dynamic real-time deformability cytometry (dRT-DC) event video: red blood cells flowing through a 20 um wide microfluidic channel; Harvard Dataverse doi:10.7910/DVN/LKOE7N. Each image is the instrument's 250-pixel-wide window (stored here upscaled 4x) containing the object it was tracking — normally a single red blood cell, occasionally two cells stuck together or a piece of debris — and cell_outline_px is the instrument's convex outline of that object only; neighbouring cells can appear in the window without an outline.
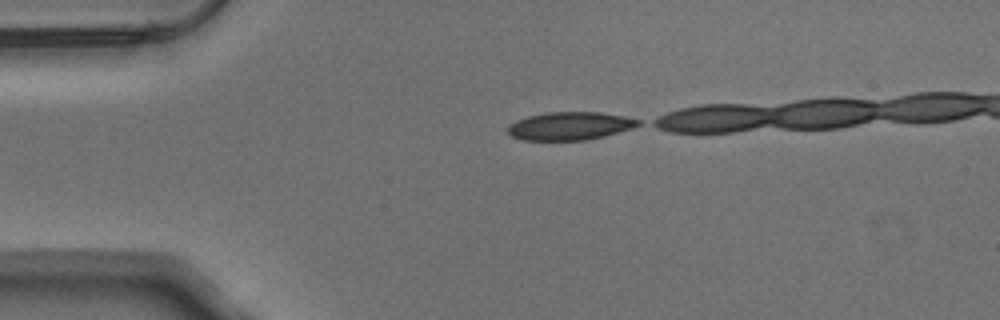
{"species": "Egyptian fruit bat (a non-hibernating species)", "species_latin": "Rousettus aegyptiacus", "temperature_condition": "warm", "stored_images_in_passage": 31, "camera_frame_rate_fps": 3000, "um_per_image_px": 0.085, "animal": {"sex": "male"}, "frame": {"image": 1, "passage_image": 1, "time_ms": 0.0, "image_size_px": [1000, 320], "cell_outline_px": [[640, 124], [632, 128], [604, 136], [584, 140], [524, 140], [512, 136], [508, 132], [508, 128], [516, 120], [528, 116], [548, 112], [600, 112], [624, 116], [640, 120]], "centroid_in_image_um": [48.45, 10.7], "position_along_channel_um": 36.5, "area_um2": 21.1}}
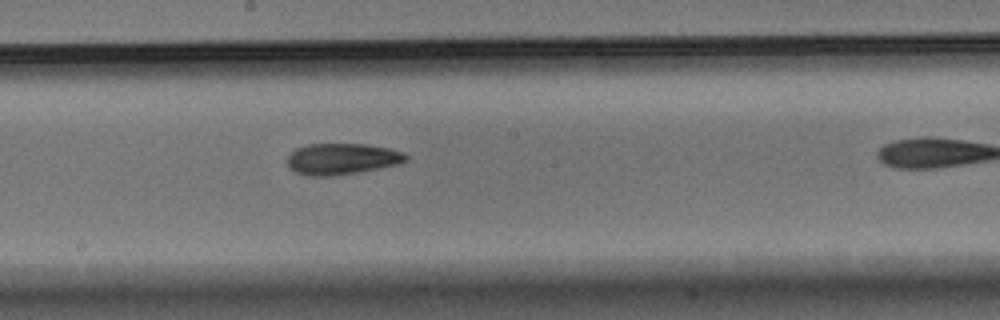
{"frame": {"image": 2, "passage_image": 18, "time_ms": 5.667, "image_size_px": [1000, 320], "cell_outline_px": [[408, 160], [400, 164], [360, 172], [332, 176], [304, 176], [288, 168], [288, 156], [296, 148], [308, 144], [368, 144], [388, 148], [404, 152], [408, 156]], "centroid_in_image_um": [29.08, 13.51], "position_along_channel_um": 219.1, "area_um2": 21.85}}
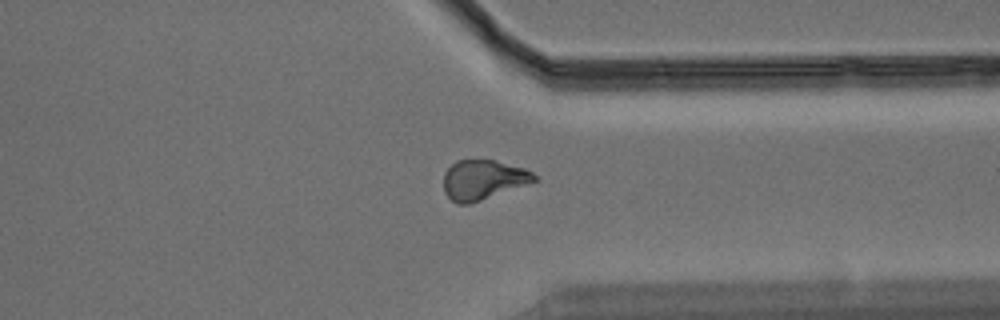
{"frame": {"image": 3, "passage_image": 30, "time_ms": 9.667, "image_size_px": [1000, 320], "cell_outline_px": [[540, 180], [468, 204], [456, 204], [444, 192], [444, 172], [456, 160], [492, 160], [524, 168], [532, 172]], "centroid_in_image_um": [41.06, 15.28], "position_along_channel_um": 370.3, "area_um2": 20.81}}